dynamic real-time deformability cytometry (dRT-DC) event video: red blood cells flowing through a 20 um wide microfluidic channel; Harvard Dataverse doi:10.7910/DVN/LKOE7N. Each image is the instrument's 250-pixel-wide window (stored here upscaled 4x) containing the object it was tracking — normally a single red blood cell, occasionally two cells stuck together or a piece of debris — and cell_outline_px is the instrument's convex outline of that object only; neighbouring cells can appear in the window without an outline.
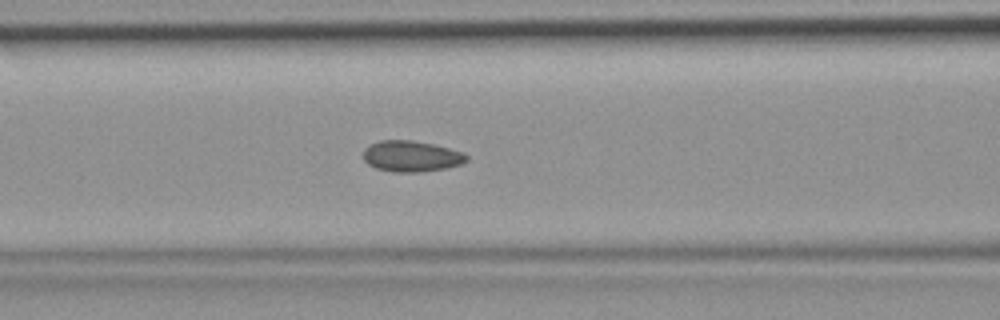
{"species": "common noctule bat (a hibernating species)", "species_latin": "Nyctalus noctula", "temperature_condition": "room temperature", "stored_images_in_passage": 49, "segment_of_instrument_passage": [1, 2], "camera_frame_rate_fps": 3000, "um_per_image_px": 0.085, "animal": {"sex": "female", "body_mass_g": 19.9}, "frame": {"image": 1, "passage_image": 20, "time_ms": 6.333, "image_size_px": [1000, 320], "cell_outline_px": [[468, 160], [460, 164], [448, 168], [420, 172], [392, 172], [376, 168], [368, 164], [364, 160], [364, 148], [368, 144], [380, 140], [412, 140], [432, 144], [464, 152], [468, 156]], "centroid_in_image_um": [34.95, 13.28], "position_along_channel_um": 131.6, "area_um2": 18.79}}
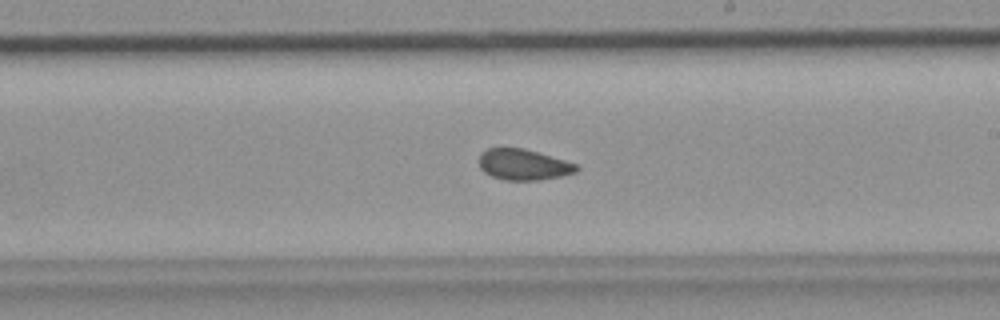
{"frame": {"image": 2, "passage_image": 28, "time_ms": 9.0, "image_size_px": [1000, 320], "cell_outline_px": [[580, 168], [576, 172], [560, 176], [536, 180], [504, 180], [492, 176], [484, 172], [480, 168], [480, 152], [488, 148], [524, 148], [564, 160], [576, 164]], "centroid_in_image_um": [44.47, 13.99], "position_along_channel_um": 244.5, "area_um2": 17.4}}
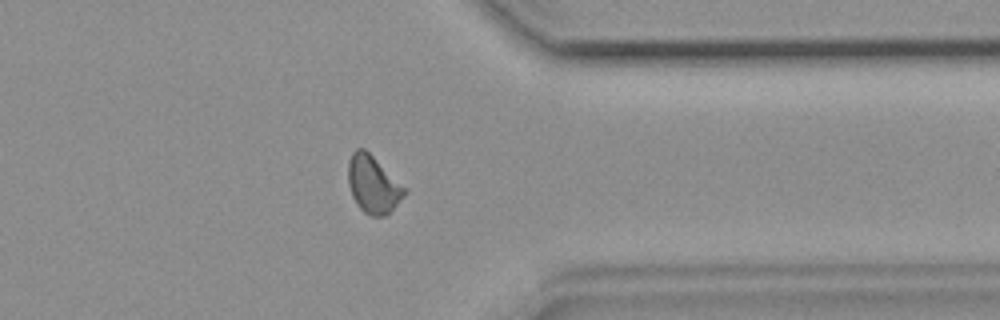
{"frame": {"image": 3, "passage_image": 38, "time_ms": 12.333, "image_size_px": [1000, 320], "cell_outline_px": [[408, 192], [384, 216], [372, 216], [364, 212], [356, 204], [352, 196], [348, 184], [348, 160], [352, 152], [356, 148], [364, 148]], "centroid_in_image_um": [31.65, 15.68], "position_along_channel_um": 379.7, "area_um2": 18.32}}